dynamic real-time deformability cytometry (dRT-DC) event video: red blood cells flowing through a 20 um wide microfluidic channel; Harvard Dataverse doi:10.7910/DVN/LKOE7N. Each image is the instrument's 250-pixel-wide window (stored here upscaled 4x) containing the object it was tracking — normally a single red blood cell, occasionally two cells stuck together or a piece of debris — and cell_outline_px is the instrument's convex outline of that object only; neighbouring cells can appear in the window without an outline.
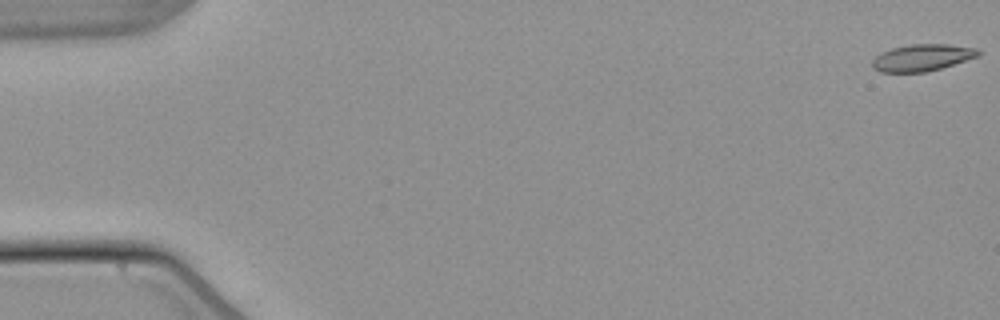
{"species": "common noctule bat (a hibernating species)", "species_latin": "Nyctalus noctula", "temperature_condition": "warm", "stored_images_in_passage": 54, "camera_frame_rate_fps": 3000, "um_per_image_px": 0.085, "animal": {"sex": "male", "body_mass_g": 21.5, "forearm_length_mm": 52.0}, "frame": {"image": 1, "passage_image": 1, "time_ms": 0.0, "image_size_px": [1000, 320], "cell_outline_px": [[980, 56], [940, 68], [924, 72], [880, 72], [872, 68], [872, 60], [880, 52], [892, 48], [912, 44], [948, 44], [980, 48]], "centroid_in_image_um": [78.39, 4.89], "position_along_channel_um": 6.6, "area_um2": 16.65}}
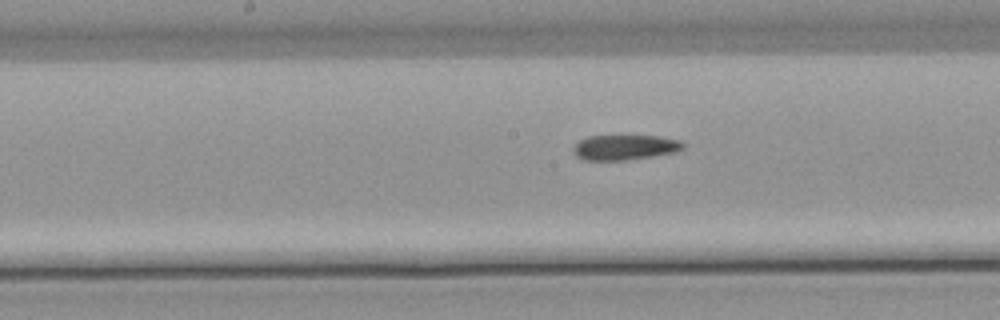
{"frame": {"image": 2, "passage_image": 28, "time_ms": 9.0, "image_size_px": [1000, 320], "cell_outline_px": [[684, 148], [676, 152], [628, 160], [584, 160], [576, 156], [572, 152], [572, 148], [580, 140], [588, 136], [656, 136], [680, 140], [684, 144]], "centroid_in_image_um": [53.09, 12.53], "position_along_channel_um": 195.1, "area_um2": 16.07}}
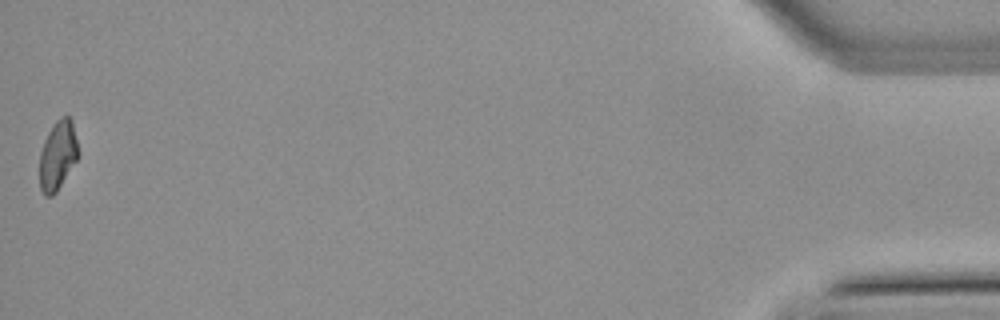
{"frame": {"image": 3, "passage_image": 54, "time_ms": 17.667, "image_size_px": [1000, 320], "cell_outline_px": [[80, 152], [76, 160], [56, 192], [52, 196], [44, 196], [40, 188], [40, 152], [44, 140], [52, 124], [60, 116], [68, 116], [72, 120]], "centroid_in_image_um": [4.91, 13.17], "position_along_channel_um": 430.3, "area_um2": 15.66}, "authors_computed_cell_mechanics": {"area_um2": 16.6464, "velocity_mm_per_s": 3.8436, "shape_relaxation_time_tau1_ms": null, "shape_relaxation_time_tau2_ms": 7.7996, "deformation_change_tau1": null, "deformation_change_tau2": 0.1393}}